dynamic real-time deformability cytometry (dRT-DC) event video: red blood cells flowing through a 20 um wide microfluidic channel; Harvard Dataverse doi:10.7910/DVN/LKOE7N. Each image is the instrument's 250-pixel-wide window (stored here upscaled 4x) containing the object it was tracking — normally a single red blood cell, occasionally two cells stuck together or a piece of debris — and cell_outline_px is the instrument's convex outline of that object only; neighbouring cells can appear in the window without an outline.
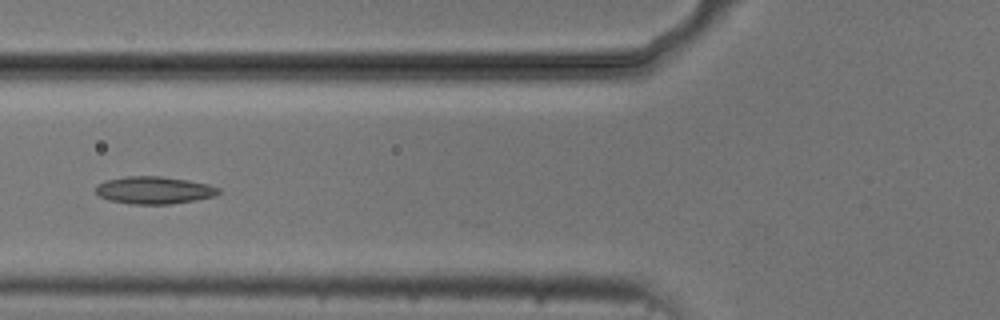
{"species": "common noctule bat (a hibernating species)", "species_latin": "Nyctalus noctula", "temperature_condition": "cold", "stored_images_in_passage": 3, "camera_frame_rate_fps": 3000, "um_per_image_px": 0.085, "animal": {"sex": "male", "body_mass_g": 20.5, "forearm_length_mm": 52.5}, "frame": {"image": 1, "passage_image": 3, "time_ms": 3.333, "image_size_px": [1000, 320], "cell_outline_px": [[220, 192], [216, 196], [196, 200], [172, 204], [132, 204], [108, 200], [100, 196], [96, 192], [96, 184], [108, 180], [128, 176], [160, 176], [188, 180], [208, 184], [220, 188]], "centroid_in_image_um": [13.13, 16.17], "position_along_channel_um": 112.7, "area_um2": 19.65}}